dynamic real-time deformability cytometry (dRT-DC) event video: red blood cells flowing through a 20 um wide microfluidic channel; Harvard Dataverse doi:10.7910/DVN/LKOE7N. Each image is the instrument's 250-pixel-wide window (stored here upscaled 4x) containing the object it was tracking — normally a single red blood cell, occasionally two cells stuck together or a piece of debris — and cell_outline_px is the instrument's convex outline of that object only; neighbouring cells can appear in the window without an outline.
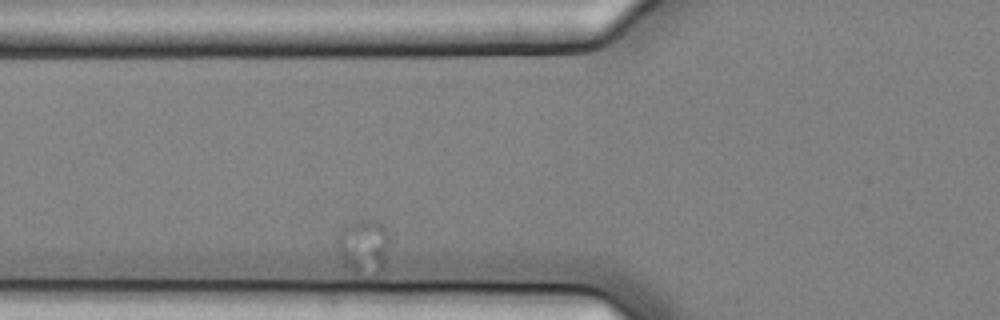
{"species": "common noctule bat (a hibernating species)", "species_latin": "Nyctalus noctula", "temperature_condition": "cold", "stored_images_in_passage": 3, "camera_frame_rate_fps": 3000, "um_per_image_px": 0.085, "animal": {"sex": "female", "body_mass_g": 25.1}, "frame": {"image": 1, "passage_image": 3, "time_ms": 0.667, "image_size_px": [1000, 320], "cell_outline_px": [[388, 244], [384, 268], [380, 280], [372, 280], [352, 268], [340, 256], [336, 240], [340, 232], [348, 224], [360, 220], [376, 220], [388, 232]], "centroid_in_image_um": [30.98, 21.03], "position_along_channel_um": 94.8, "area_um2": 16.7}}